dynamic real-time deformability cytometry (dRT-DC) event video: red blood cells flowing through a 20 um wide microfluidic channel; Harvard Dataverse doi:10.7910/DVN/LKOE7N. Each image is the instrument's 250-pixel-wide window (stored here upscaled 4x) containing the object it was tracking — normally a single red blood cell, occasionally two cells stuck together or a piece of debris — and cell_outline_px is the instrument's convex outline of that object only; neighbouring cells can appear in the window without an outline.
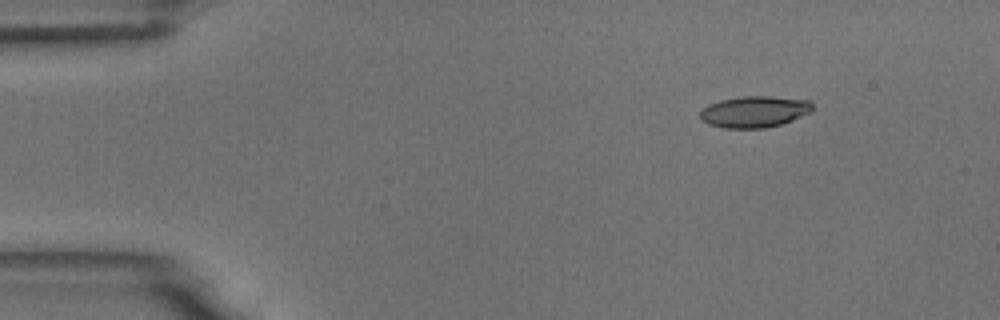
{"species": "common noctule bat (a hibernating species)", "species_latin": "Nyctalus noctula", "temperature_condition": "room temperature", "stored_images_in_passage": 5, "camera_frame_rate_fps": 3000, "um_per_image_px": 0.085, "animal": {"sex": "male", "body_mass_g": 18.8}, "frame": {"image": 1, "passage_image": 2, "time_ms": 1.333, "image_size_px": [1000, 320], "cell_outline_px": [[812, 112], [780, 124], [764, 128], [724, 128], [708, 124], [700, 120], [700, 112], [708, 104], [720, 100], [744, 96], [772, 96], [808, 100], [812, 104]], "centroid_in_image_um": [64.1, 9.49], "position_along_channel_um": 20.9, "area_um2": 20.52}}
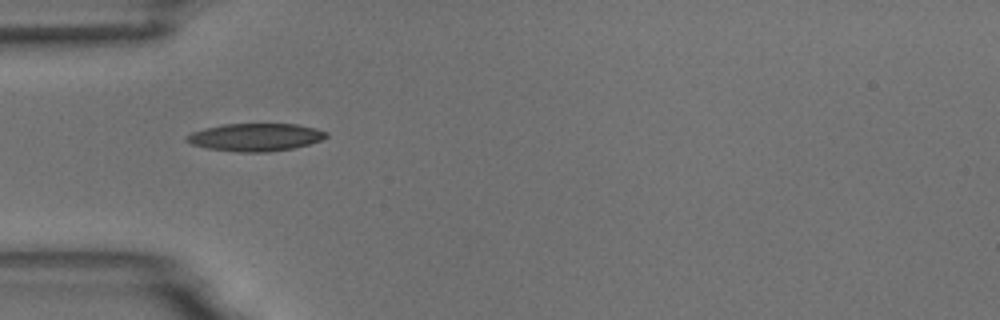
{"frame": {"image": 2, "passage_image": 4, "time_ms": 4.667, "image_size_px": [1000, 320], "cell_outline_px": [[328, 136], [320, 140], [308, 144], [292, 148], [268, 152], [240, 152], [208, 148], [192, 144], [184, 140], [184, 136], [192, 132], [204, 128], [224, 124], [296, 124], [316, 128], [328, 132]], "centroid_in_image_um": [21.69, 11.65], "position_along_channel_um": 63.3, "area_um2": 22.48}}